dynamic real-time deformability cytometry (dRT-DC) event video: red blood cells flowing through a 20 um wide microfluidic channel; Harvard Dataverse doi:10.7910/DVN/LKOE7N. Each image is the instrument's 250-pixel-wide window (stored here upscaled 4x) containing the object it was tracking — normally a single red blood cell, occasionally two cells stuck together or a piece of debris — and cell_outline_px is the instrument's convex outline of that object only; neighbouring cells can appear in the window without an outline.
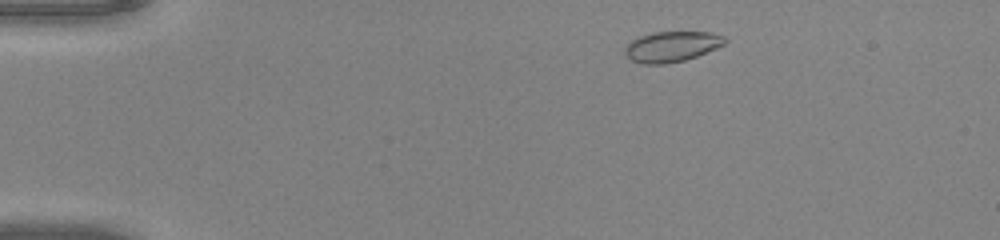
{"species": "common noctule bat (a hibernating species)", "species_latin": "Nyctalus noctula", "temperature_condition": "warm", "stored_images_in_passage": 45, "camera_frame_rate_fps": 3000, "um_per_image_px": 0.085, "animal": {"sex": "male", "body_mass_g": 20.0, "forearm_length_mm": 53.3}, "frame": {"image": 1, "passage_image": 4, "time_ms": 1.0, "image_size_px": [1000, 240], "cell_outline_px": [[728, 40], [724, 44], [716, 48], [696, 56], [684, 60], [664, 64], [644, 64], [632, 60], [624, 52], [624, 44], [640, 36], [652, 32], [708, 32], [724, 36]], "centroid_in_image_um": [57.07, 3.95], "position_along_channel_um": 27.9, "area_um2": 17.69}}
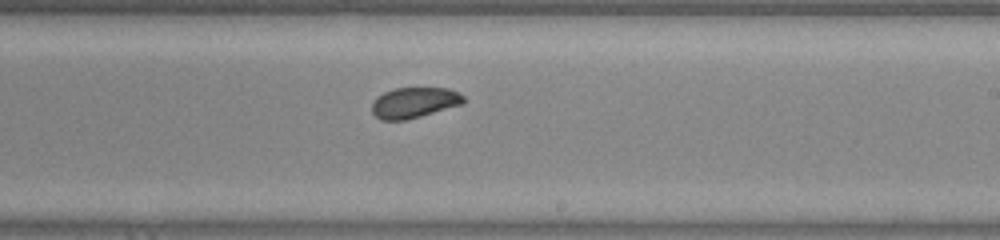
{"frame": {"image": 2, "passage_image": 26, "time_ms": 8.333, "image_size_px": [1000, 240], "cell_outline_px": [[464, 104], [420, 116], [404, 120], [380, 120], [372, 112], [372, 100], [376, 96], [384, 92], [396, 88], [448, 88], [460, 92], [464, 96]], "centroid_in_image_um": [35.21, 8.71], "position_along_channel_um": 253.8, "area_um2": 16.47}}
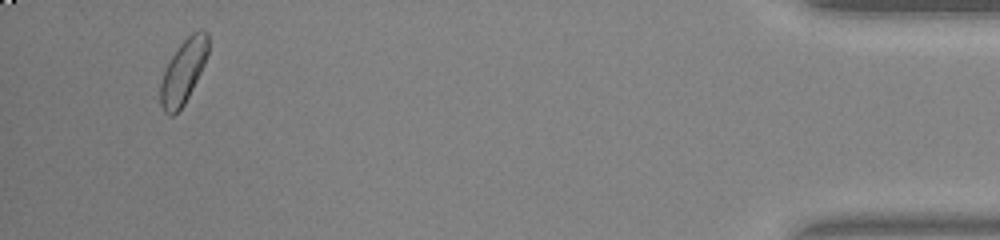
{"frame": {"image": 3, "passage_image": 43, "time_ms": 14.0, "image_size_px": [1000, 240], "cell_outline_px": [[208, 52], [204, 64], [184, 104], [172, 116], [168, 116], [164, 112], [160, 104], [160, 84], [164, 72], [172, 56], [180, 44], [192, 32], [200, 28], [208, 32]], "centroid_in_image_um": [15.58, 6.06], "position_along_channel_um": 419.6, "area_um2": 17.51}, "authors_computed_cell_mechanics": {"area_um2": 17.4556, "velocity_mm_per_s": 4.1519, "shape_relaxation_time_tau1_ms": 2.3729, "shape_relaxation_time_tau2_ms": null, "deformation_change_tau1": 0.0735, "deformation_change_tau2": null}}